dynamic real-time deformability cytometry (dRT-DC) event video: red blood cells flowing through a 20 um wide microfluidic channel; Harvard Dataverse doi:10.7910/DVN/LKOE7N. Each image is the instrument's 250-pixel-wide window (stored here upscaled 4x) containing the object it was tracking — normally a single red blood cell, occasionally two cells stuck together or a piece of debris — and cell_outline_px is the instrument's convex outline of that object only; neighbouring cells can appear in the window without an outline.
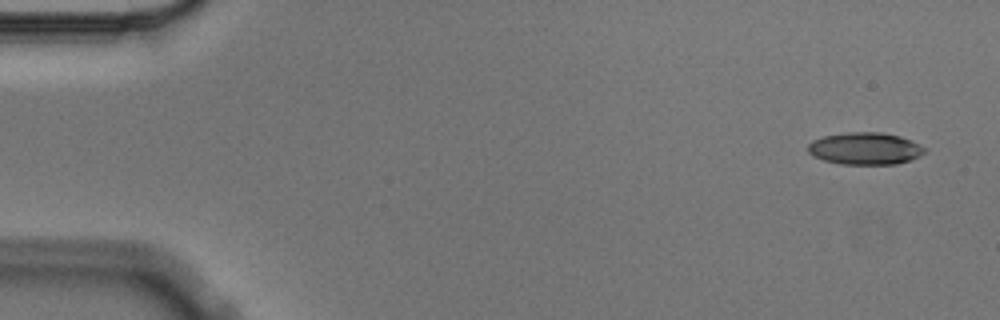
{"species": "Egyptian fruit bat (a non-hibernating species)", "species_latin": "Rousettus aegyptiacus", "temperature_condition": "cold", "stored_images_in_passage": 4, "camera_frame_rate_fps": 3000, "um_per_image_px": 0.085, "animal": {"sex": "male"}, "frame": {"image": 1, "passage_image": 1, "time_ms": 0.0, "image_size_px": [1000, 320], "cell_outline_px": [[928, 148], [920, 156], [896, 164], [840, 164], [824, 160], [812, 156], [808, 152], [808, 144], [812, 140], [824, 136], [848, 132], [880, 132], [900, 136], [912, 140]], "centroid_in_image_um": [73.54, 12.62], "position_along_channel_um": 11.5, "area_um2": 21.96}}
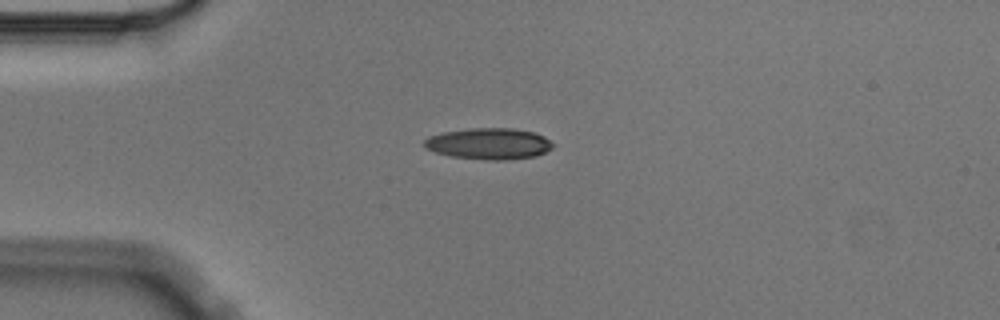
{"frame": {"image": 2, "passage_image": 4, "time_ms": 1.0, "image_size_px": [1000, 320], "cell_outline_px": [[556, 144], [552, 148], [536, 156], [504, 160], [488, 160], [452, 156], [436, 152], [424, 148], [424, 140], [428, 136], [440, 132], [468, 128], [512, 128], [532, 132], [544, 136]], "centroid_in_image_um": [41.54, 12.2], "position_along_channel_um": 43.5, "area_um2": 23.58}}